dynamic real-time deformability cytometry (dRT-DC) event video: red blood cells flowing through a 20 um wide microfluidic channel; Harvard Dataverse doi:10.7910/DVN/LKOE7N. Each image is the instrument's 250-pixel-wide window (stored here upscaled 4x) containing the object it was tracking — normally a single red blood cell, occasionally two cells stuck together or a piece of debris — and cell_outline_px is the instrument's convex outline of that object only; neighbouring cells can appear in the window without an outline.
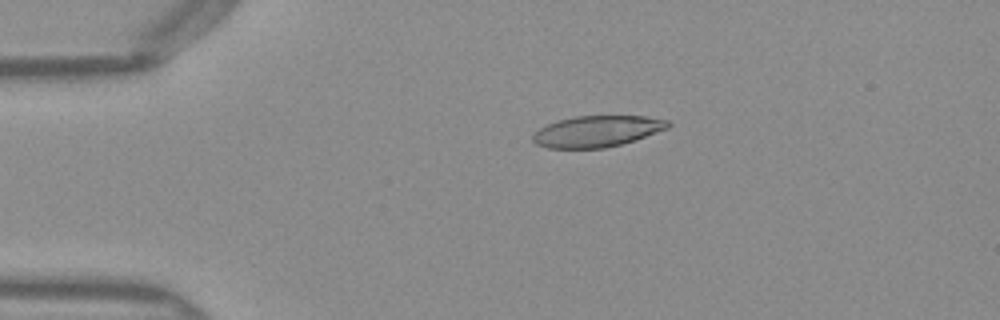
{"species": "Egyptian fruit bat (a non-hibernating species)", "species_latin": "Rousettus aegyptiacus", "temperature_condition": "warm", "stored_images_in_passage": 51, "camera_frame_rate_fps": 3000, "um_per_image_px": 0.085, "frame": {"image": 1, "passage_image": 11, "time_ms": 3.333, "image_size_px": [1000, 320], "cell_outline_px": [[672, 124], [668, 128], [620, 144], [604, 148], [548, 148], [536, 144], [532, 140], [532, 136], [540, 128], [548, 124], [572, 116], [644, 116], [668, 120]], "centroid_in_image_um": [50.73, 11.15], "position_along_channel_um": 34.3, "area_um2": 24.28}}
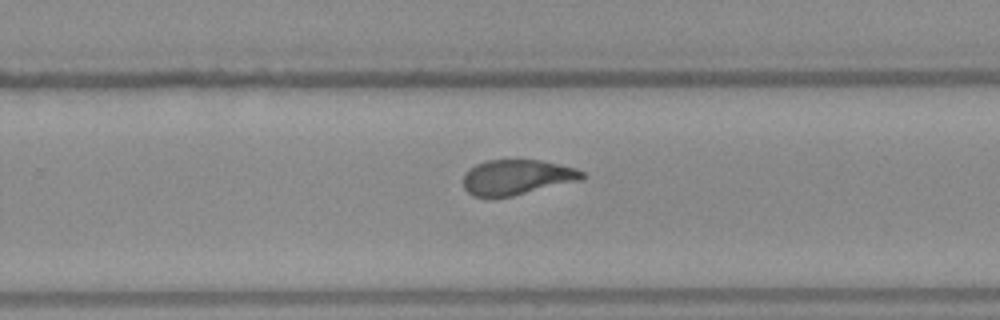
{"frame": {"image": 2, "passage_image": 33, "time_ms": 10.667, "image_size_px": [1000, 320], "cell_outline_px": [[584, 180], [512, 196], [472, 196], [464, 188], [464, 176], [476, 164], [484, 160], [540, 160], [576, 168], [584, 172]], "centroid_in_image_um": [43.99, 15.06], "position_along_channel_um": 285.8, "area_um2": 24.22}}
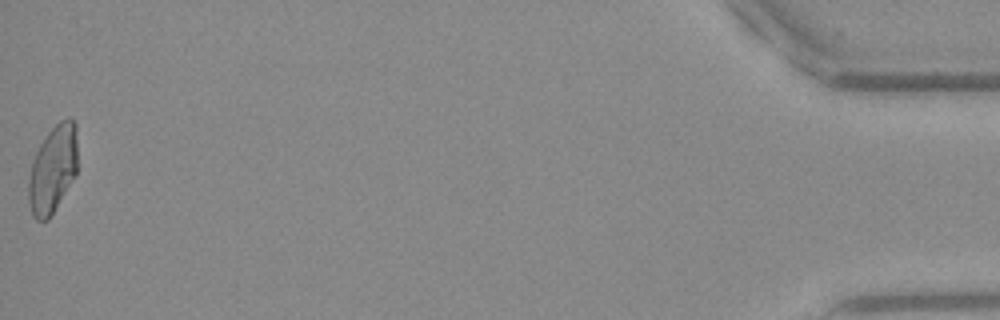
{"frame": {"image": 3, "passage_image": 51, "time_ms": 16.667, "image_size_px": [1000, 320], "cell_outline_px": [[76, 176], [48, 220], [36, 220], [32, 216], [28, 200], [28, 180], [32, 160], [40, 144], [48, 132], [60, 120], [68, 116], [76, 124]], "centroid_in_image_um": [4.47, 14.39], "position_along_channel_um": 430.7, "area_um2": 25.09}, "authors_computed_cell_mechanics": {"area_um2": 24.9696, "velocity_mm_per_s": 4.0156, "shape_relaxation_time_tau1_ms": null, "shape_relaxation_time_tau2_ms": 1.1407, "deformation_change_tau1": null, "deformation_change_tau2": 0.0778}}